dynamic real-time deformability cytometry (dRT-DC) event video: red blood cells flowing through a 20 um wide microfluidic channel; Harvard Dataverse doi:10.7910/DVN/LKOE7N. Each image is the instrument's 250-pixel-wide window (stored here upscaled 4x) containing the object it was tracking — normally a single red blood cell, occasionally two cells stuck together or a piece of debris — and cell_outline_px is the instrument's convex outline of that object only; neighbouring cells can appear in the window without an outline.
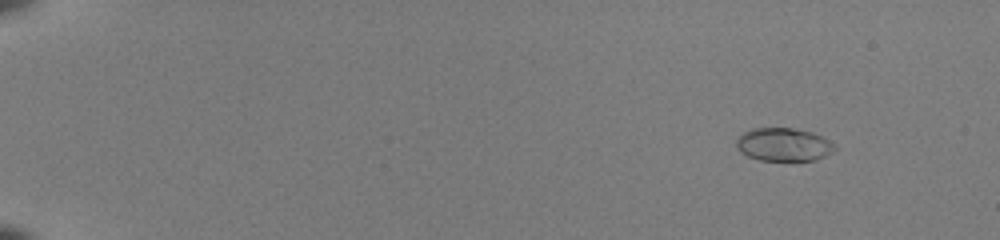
{"species": "common noctule bat (a hibernating species)", "species_latin": "Nyctalus noctula", "temperature_condition": "room temperature", "stored_images_in_passage": 49, "camera_frame_rate_fps": 3000, "um_per_image_px": 0.085, "animal": {"sex": "female", "body_mass_g": 22.0, "forearm_length_mm": 56.7}, "frame": {"image": 1, "passage_image": 2, "time_ms": 0.333, "image_size_px": [1000, 240], "cell_outline_px": [[836, 148], [832, 152], [816, 160], [760, 160], [748, 156], [740, 152], [736, 148], [736, 140], [744, 132], [752, 128], [792, 128], [812, 132], [828, 140]], "centroid_in_image_um": [66.57, 12.28], "position_along_channel_um": 18.4, "area_um2": 18.84}}
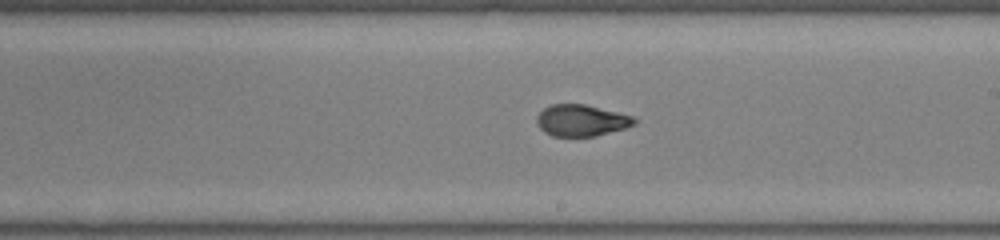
{"frame": {"image": 2, "passage_image": 30, "time_ms": 9.667, "image_size_px": [1000, 240], "cell_outline_px": [[636, 124], [624, 128], [596, 136], [552, 136], [544, 132], [536, 124], [536, 116], [544, 108], [552, 104], [584, 104], [632, 116], [636, 120]], "centroid_in_image_um": [49.37, 10.24], "position_along_channel_um": 239.6, "area_um2": 17.8}}
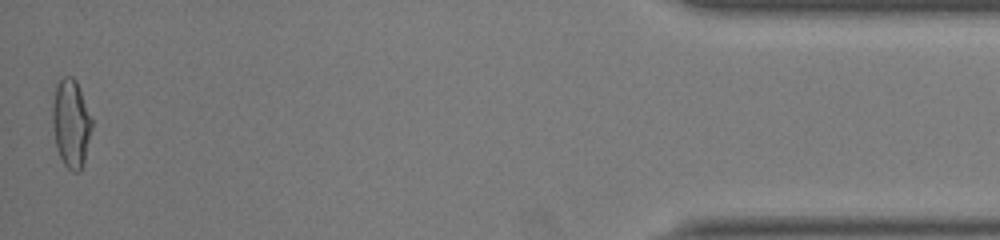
{"frame": {"image": 3, "passage_image": 49, "time_ms": 16.0, "image_size_px": [1000, 240], "cell_outline_px": [[92, 128], [84, 164], [80, 172], [72, 172], [64, 164], [60, 156], [56, 144], [52, 124], [52, 104], [56, 84], [64, 76], [72, 76], [76, 80], [92, 120]], "centroid_in_image_um": [6.04, 10.5], "position_along_channel_um": 429.2, "area_um2": 20.23}, "authors_computed_cell_mechanics": {"area_um2": 18.5538, "velocity_mm_per_s": 4.0311, "shape_relaxation_time_tau1_ms": null, "shape_relaxation_time_tau2_ms": 0.8651, "deformation_change_tau1": null, "deformation_change_tau2": 0.0675}}